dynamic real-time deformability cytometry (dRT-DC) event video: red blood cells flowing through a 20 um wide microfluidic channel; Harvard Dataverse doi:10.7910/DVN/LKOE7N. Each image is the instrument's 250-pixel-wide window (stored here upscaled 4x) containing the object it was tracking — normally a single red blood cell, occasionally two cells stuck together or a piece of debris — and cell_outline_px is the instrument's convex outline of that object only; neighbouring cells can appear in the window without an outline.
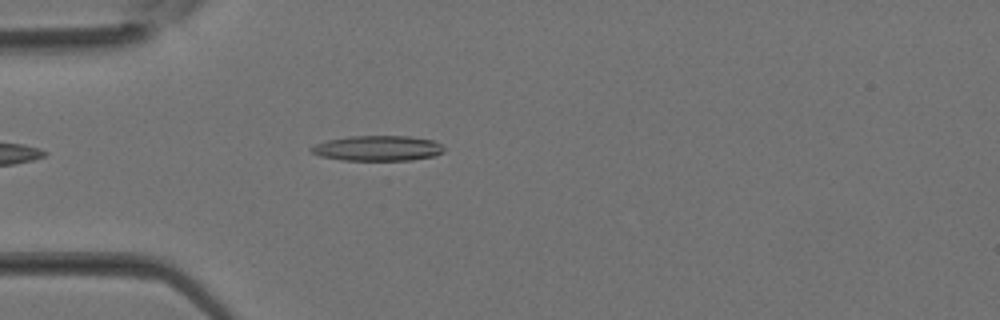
{"species": "Egyptian fruit bat (a non-hibernating species)", "species_latin": "Rousettus aegyptiacus", "temperature_condition": "room temperature", "stored_images_in_passage": 27, "camera_frame_rate_fps": 3000, "um_per_image_px": 0.085, "animal": {"sex": "female"}, "frame": {"image": 1, "passage_image": 4, "time_ms": 1.0, "image_size_px": [1000, 320], "cell_outline_px": [[444, 152], [432, 156], [412, 160], [340, 160], [320, 156], [312, 152], [308, 148], [316, 144], [328, 140], [348, 136], [408, 136], [432, 140], [440, 144], [444, 148]], "centroid_in_image_um": [32.08, 12.6], "position_along_channel_um": 52.9, "area_um2": 19.48}}
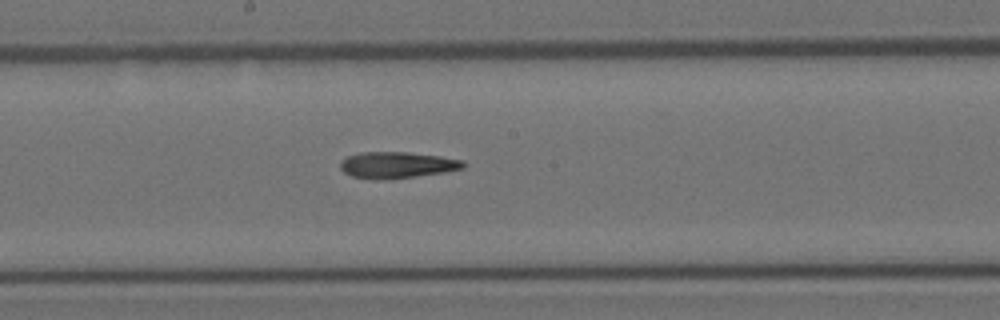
{"frame": {"image": 2, "passage_image": 13, "time_ms": 4.0, "image_size_px": [1000, 320], "cell_outline_px": [[468, 164], [464, 168], [444, 172], [388, 180], [380, 180], [352, 176], [344, 172], [340, 168], [340, 160], [348, 156], [360, 152], [408, 152], [440, 156], [464, 160]], "centroid_in_image_um": [33.76, 14.02], "position_along_channel_um": 214.4, "area_um2": 19.07}}
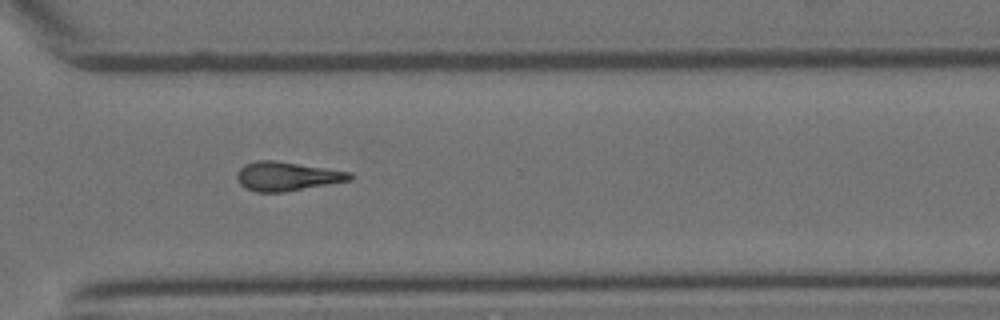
{"frame": {"image": 3, "passage_image": 20, "time_ms": 6.333, "image_size_px": [1000, 320], "cell_outline_px": [[356, 176], [352, 180], [284, 192], [256, 192], [244, 188], [236, 180], [236, 172], [244, 164], [256, 160], [272, 160], [352, 172]], "centroid_in_image_um": [24.37, 14.99], "position_along_channel_um": 346.2, "area_um2": 19.25}}